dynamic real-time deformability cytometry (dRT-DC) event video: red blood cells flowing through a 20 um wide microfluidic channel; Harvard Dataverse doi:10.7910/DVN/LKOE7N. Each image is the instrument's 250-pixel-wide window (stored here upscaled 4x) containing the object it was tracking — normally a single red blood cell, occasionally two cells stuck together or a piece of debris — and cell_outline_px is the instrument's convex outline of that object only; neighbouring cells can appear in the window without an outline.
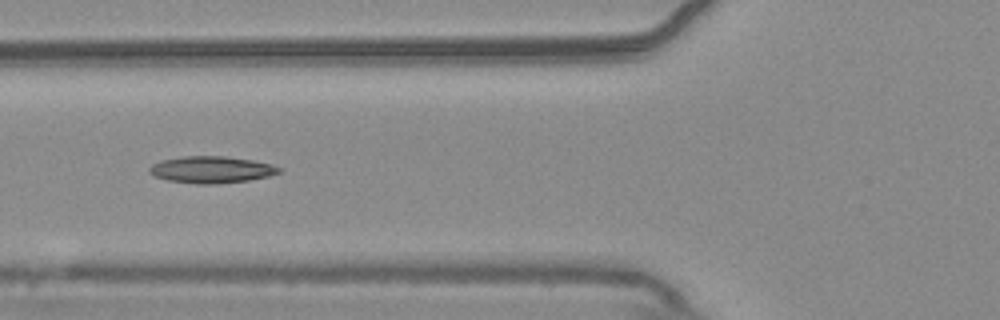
{"species": "common noctule bat (a hibernating species)", "species_latin": "Nyctalus noctula", "temperature_condition": "warm", "stored_images_in_passage": 31, "camera_frame_rate_fps": 3000, "um_per_image_px": 0.085, "animal": {"sex": "male", "body_mass_g": 20.4}, "frame": {"image": 1, "passage_image": 5, "time_ms": 1.333, "image_size_px": [1000, 320], "cell_outline_px": [[280, 172], [268, 176], [248, 180], [216, 184], [196, 184], [168, 180], [156, 176], [148, 168], [152, 164], [160, 160], [184, 156], [224, 156], [252, 160], [272, 164], [280, 168]], "centroid_in_image_um": [17.97, 14.41], "position_along_channel_um": 107.8, "area_um2": 20.06}}
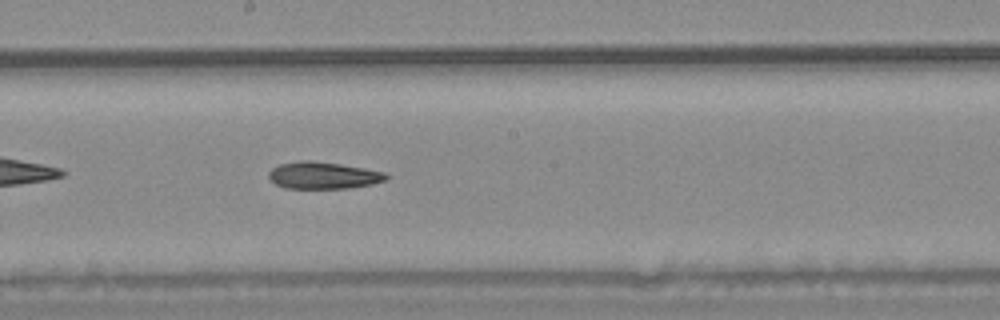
{"frame": {"image": 2, "passage_image": 14, "time_ms": 4.333, "image_size_px": [1000, 320], "cell_outline_px": [[388, 180], [372, 184], [348, 188], [284, 188], [276, 184], [268, 176], [268, 172], [272, 168], [280, 164], [300, 160], [308, 160], [340, 164], [364, 168], [384, 172], [388, 176]], "centroid_in_image_um": [27.47, 14.91], "position_along_channel_um": 220.7, "area_um2": 18.38}, "authors_computed_cell_mechanics": {"area_um2": 18.9006, "velocity_mm_per_s": 3.7551, "shape_relaxation_time_tau1_ms": 6.7325, "shape_relaxation_time_tau2_ms": 10.5612, "deformation_change_tau1": 0.1444, "deformation_change_tau2": 0.2238}}